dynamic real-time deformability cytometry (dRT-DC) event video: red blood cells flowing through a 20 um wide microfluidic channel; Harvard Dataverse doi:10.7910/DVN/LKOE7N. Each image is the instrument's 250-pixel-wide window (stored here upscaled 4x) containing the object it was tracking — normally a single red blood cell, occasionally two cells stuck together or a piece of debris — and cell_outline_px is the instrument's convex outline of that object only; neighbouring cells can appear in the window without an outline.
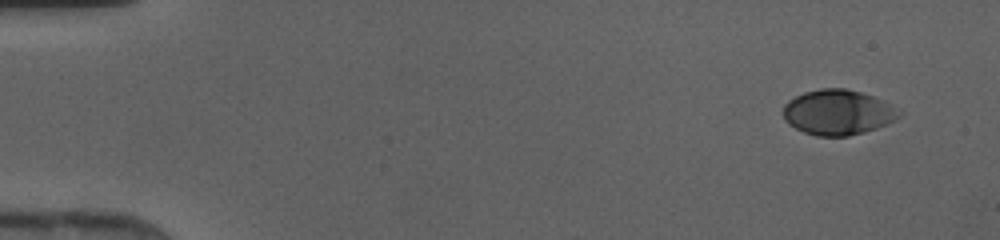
{"species": "human", "species_latin": "Homo sapiens", "temperature_condition": "cold", "stored_images_in_passage": 44, "camera_frame_rate_fps": 3000, "um_per_image_px": 0.085, "donor": {"sex": "female"}, "frame": {"image": 1, "passage_image": 1, "time_ms": 0.0, "image_size_px": [1000, 240], "cell_outline_px": [[900, 116], [876, 128], [864, 132], [848, 136], [816, 136], [804, 132], [788, 124], [784, 120], [784, 104], [788, 100], [804, 92], [820, 88], [844, 88], [860, 92], [872, 96], [888, 104], [900, 112]], "centroid_in_image_um": [71.15, 9.55], "position_along_channel_um": 13.8, "area_um2": 30.11}}
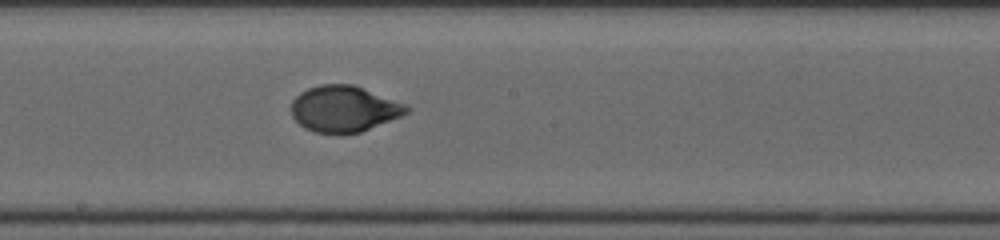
{"frame": {"image": 2, "passage_image": 24, "time_ms": 7.667, "image_size_px": [1000, 240], "cell_outline_px": [[412, 108], [408, 112], [400, 116], [360, 132], [340, 136], [316, 132], [304, 128], [292, 116], [292, 100], [300, 92], [308, 88], [320, 84], [352, 84], [408, 104]], "centroid_in_image_um": [29.24, 9.26], "position_along_channel_um": 219.0, "area_um2": 31.33}}
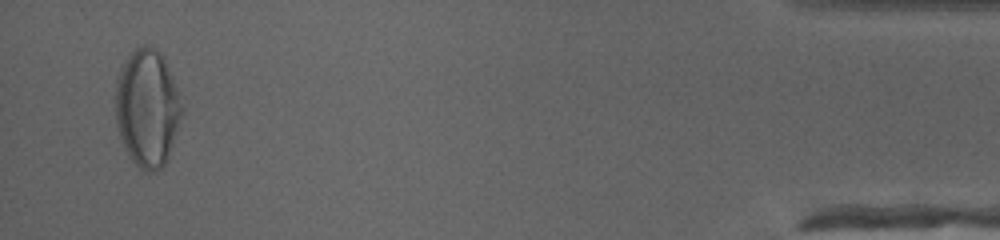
{"frame": {"image": 3, "passage_image": 43, "time_ms": 14.0, "image_size_px": [1000, 240], "cell_outline_px": [[184, 112], [168, 156], [164, 164], [160, 168], [152, 172], [148, 172], [140, 168], [132, 160], [120, 136], [116, 120], [116, 80], [120, 68], [128, 56], [136, 48], [144, 44], [148, 44], [160, 52], [164, 56], [184, 108]], "centroid_in_image_um": [12.54, 9.15], "position_along_channel_um": 422.7, "area_um2": 45.32}}